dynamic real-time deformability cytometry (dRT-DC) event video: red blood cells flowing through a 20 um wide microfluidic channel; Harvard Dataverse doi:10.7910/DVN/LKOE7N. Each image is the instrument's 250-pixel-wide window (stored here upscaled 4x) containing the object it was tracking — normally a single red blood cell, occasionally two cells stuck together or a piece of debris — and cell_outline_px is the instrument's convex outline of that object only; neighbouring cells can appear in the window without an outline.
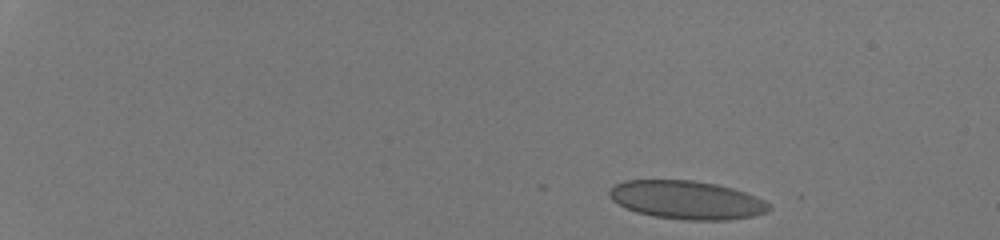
{"species": "human", "species_latin": "Homo sapiens", "temperature_condition": "room temperature", "stored_images_in_passage": 44, "camera_frame_rate_fps": 3000, "um_per_image_px": 0.085, "donor": {"sex": "male"}, "frame": {"image": 1, "passage_image": 1, "time_ms": 0.0, "image_size_px": [1000, 240], "cell_outline_px": [[756, 212], [744, 216], [660, 216], [628, 208], [620, 204], [612, 196], [612, 192], [620, 184], [632, 180], [680, 180], [708, 184], [724, 188], [736, 192], [744, 196]], "centroid_in_image_um": [57.9, 16.9], "position_along_channel_um": 27.1, "area_um2": 29.36}}
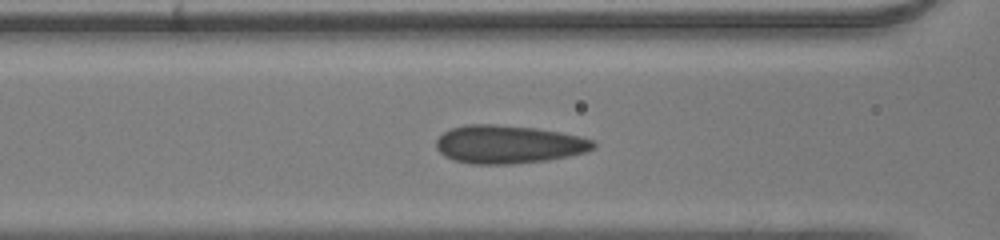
{"frame": {"image": 2, "passage_image": 19, "time_ms": 6.0, "image_size_px": [1000, 240], "cell_outline_px": [[592, 144], [588, 148], [576, 152], [560, 156], [532, 160], [460, 160], [448, 156], [440, 148], [440, 136], [456, 128], [524, 128], [548, 132], [588, 140]], "centroid_in_image_um": [43.19, 12.26], "position_along_channel_um": 123.4, "area_um2": 28.61}}
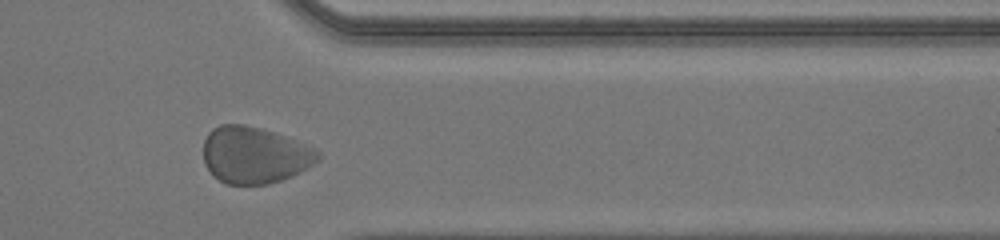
{"frame": {"image": 3, "passage_image": 38, "time_ms": 12.333, "image_size_px": [1000, 240], "cell_outline_px": [[292, 172], [276, 180], [260, 184], [228, 184], [220, 180], [208, 168], [204, 160], [204, 144], [208, 136], [216, 128], [224, 124], [236, 124], [252, 128], [260, 132]], "centroid_in_image_um": [20.61, 13.29], "position_along_channel_um": 390.8, "area_um2": 27.34}}